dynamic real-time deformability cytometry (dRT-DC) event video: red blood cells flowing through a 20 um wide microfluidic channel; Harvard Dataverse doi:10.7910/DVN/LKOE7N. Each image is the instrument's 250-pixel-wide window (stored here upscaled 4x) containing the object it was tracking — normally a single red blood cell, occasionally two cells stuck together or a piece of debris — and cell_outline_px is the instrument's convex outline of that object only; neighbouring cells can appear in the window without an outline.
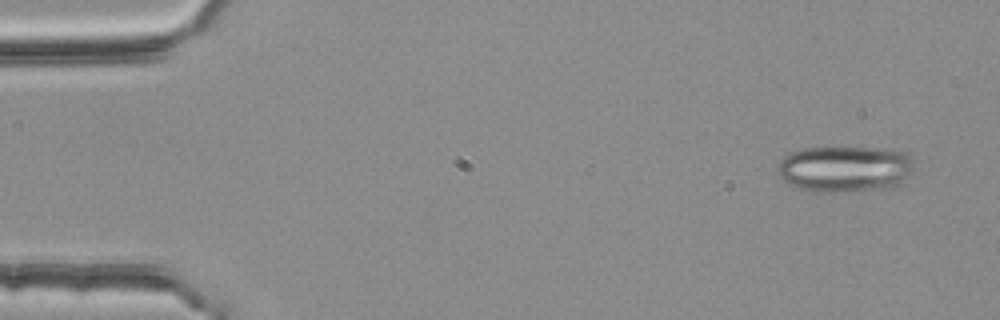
{"species": "common noctule bat (a hibernating species)", "species_latin": "Nyctalus noctula", "temperature_condition": "room temperature", "stored_images_in_passage": 3, "camera_frame_rate_fps": 3000, "um_per_image_px": 0.085, "animal": {"sex": "female", "body_mass_g": 25.1}, "frame": {"image": 1, "passage_image": 1, "time_ms": 0.0, "image_size_px": [1000, 320], "cell_outline_px": [[908, 172], [900, 184], [896, 188], [832, 192], [820, 192], [800, 188], [784, 180], [780, 176], [776, 164], [784, 156], [792, 152], [804, 148], [868, 148], [908, 152]], "centroid_in_image_um": [71.74, 14.36], "position_along_channel_um": 13.3, "area_um2": 36.01}}